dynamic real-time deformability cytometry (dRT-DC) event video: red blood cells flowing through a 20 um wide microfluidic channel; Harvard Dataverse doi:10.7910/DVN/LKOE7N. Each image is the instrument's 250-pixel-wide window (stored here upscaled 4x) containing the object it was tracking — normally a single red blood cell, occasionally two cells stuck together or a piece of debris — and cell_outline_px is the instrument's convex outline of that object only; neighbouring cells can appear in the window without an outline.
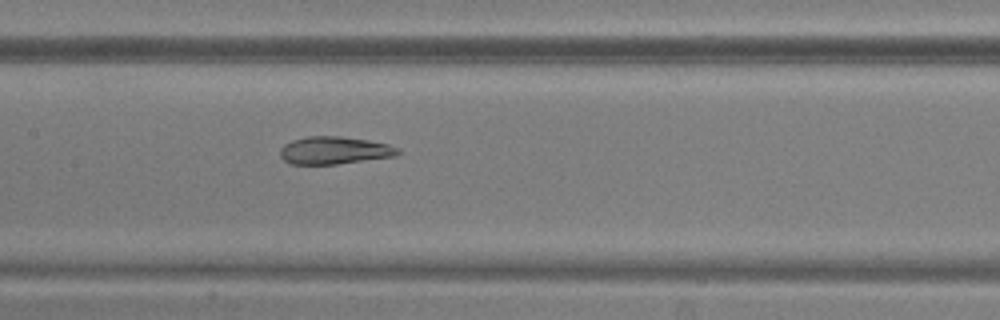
{"species": "common noctule bat (a hibernating species)", "species_latin": "Nyctalus noctula", "temperature_condition": "warm", "stored_images_in_passage": 6, "camera_frame_rate_fps": 3000, "um_per_image_px": 0.085, "animal": {"sex": "male", "body_mass_g": 20.5, "forearm_length_mm": 52.5}, "frame": {"image": 1, "passage_image": 6, "time_ms": 6.0, "image_size_px": [1000, 320], "cell_outline_px": [[400, 152], [396, 156], [336, 164], [288, 164], [280, 156], [280, 148], [284, 144], [292, 140], [308, 136], [340, 136], [368, 140], [388, 144], [396, 148]], "centroid_in_image_um": [28.38, 12.78], "position_along_channel_um": 179.0, "area_um2": 18.9}}